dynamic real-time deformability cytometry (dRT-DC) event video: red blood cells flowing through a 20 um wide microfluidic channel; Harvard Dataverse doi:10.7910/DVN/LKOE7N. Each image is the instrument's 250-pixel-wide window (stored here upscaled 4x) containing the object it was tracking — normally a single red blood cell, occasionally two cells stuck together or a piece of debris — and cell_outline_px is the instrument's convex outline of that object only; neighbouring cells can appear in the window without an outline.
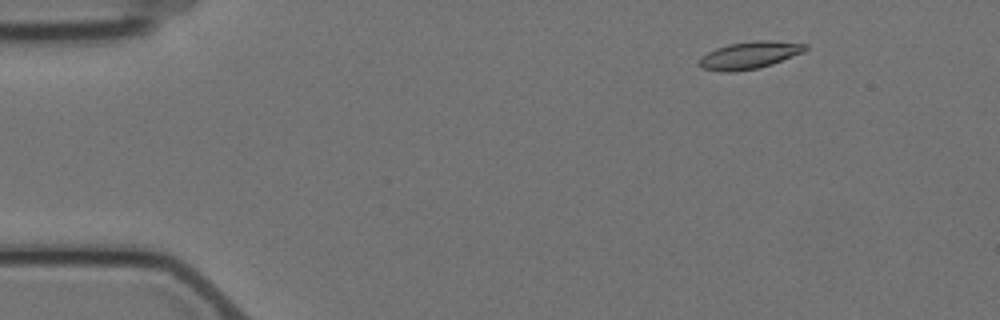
{"species": "Egyptian fruit bat (a non-hibernating species)", "species_latin": "Rousettus aegyptiacus", "temperature_condition": "cold", "stored_images_in_passage": 4, "camera_frame_rate_fps": 3000, "um_per_image_px": 0.085, "animal": {"sex": "female"}, "frame": {"image": 1, "passage_image": 2, "time_ms": 1.333, "image_size_px": [1000, 320], "cell_outline_px": [[808, 48], [804, 52], [772, 64], [756, 68], [732, 72], [728, 72], [700, 68], [696, 64], [700, 56], [716, 48], [728, 44], [756, 40], [768, 40], [808, 44]], "centroid_in_image_um": [63.68, 4.68], "position_along_channel_um": 21.3, "area_um2": 16.94}}
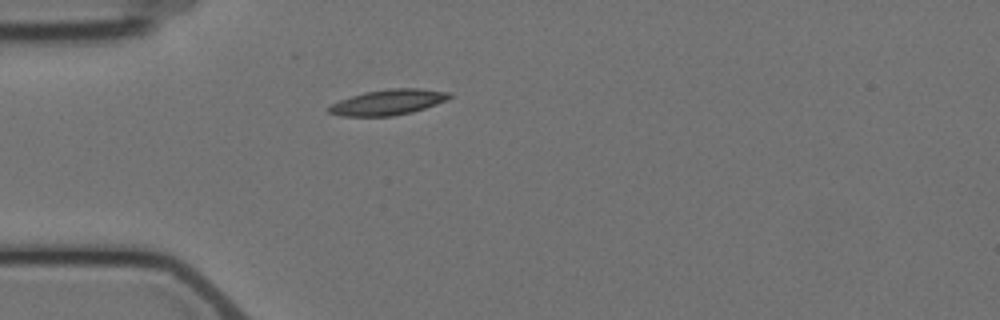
{"frame": {"image": 2, "passage_image": 4, "time_ms": 4.333, "image_size_px": [1000, 320], "cell_outline_px": [[452, 96], [448, 100], [412, 112], [392, 116], [340, 116], [328, 112], [328, 108], [332, 104], [340, 100], [364, 92], [388, 88], [420, 88], [452, 92]], "centroid_in_image_um": [33.03, 8.68], "position_along_channel_um": 52.0, "area_um2": 17.98}}